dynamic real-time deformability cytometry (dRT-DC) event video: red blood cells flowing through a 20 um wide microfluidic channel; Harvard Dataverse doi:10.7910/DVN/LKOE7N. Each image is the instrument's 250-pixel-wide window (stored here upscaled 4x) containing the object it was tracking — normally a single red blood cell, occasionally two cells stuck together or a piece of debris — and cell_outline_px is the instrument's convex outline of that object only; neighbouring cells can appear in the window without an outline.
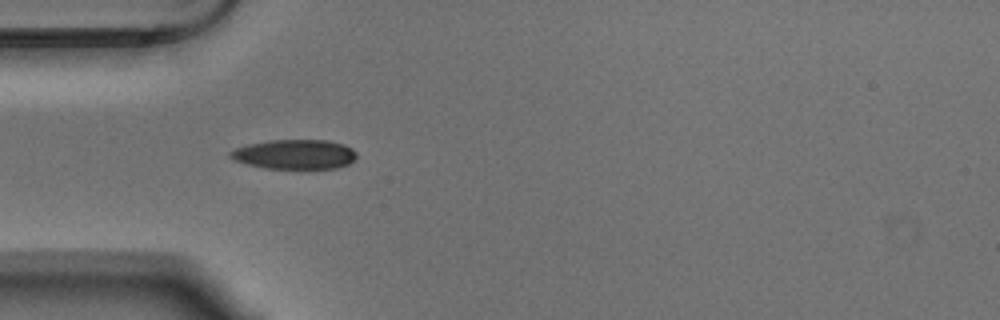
{"species": "Egyptian fruit bat (a non-hibernating species)", "species_latin": "Rousettus aegyptiacus", "temperature_condition": "warm", "stored_images_in_passage": 20, "camera_frame_rate_fps": 3000, "um_per_image_px": 0.085, "animal": {"sex": "male"}, "frame": {"image": 1, "passage_image": 6, "time_ms": 1.667, "image_size_px": [1000, 320], "cell_outline_px": [[356, 156], [348, 164], [336, 168], [264, 168], [248, 164], [236, 160], [228, 156], [228, 152], [232, 148], [248, 144], [272, 140], [328, 140], [344, 144], [352, 148], [356, 152]], "centroid_in_image_um": [25.02, 13.1], "position_along_channel_um": 60.0, "area_um2": 21.73}}
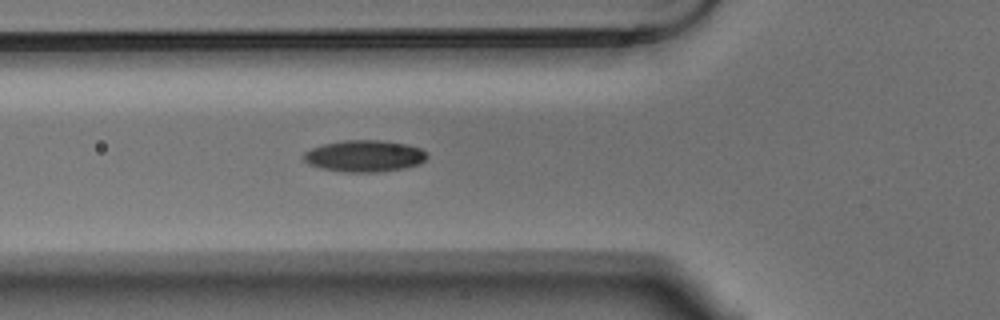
{"frame": {"image": 2, "passage_image": 9, "time_ms": 2.667, "image_size_px": [1000, 320], "cell_outline_px": [[428, 156], [420, 164], [404, 168], [380, 172], [344, 172], [320, 168], [308, 164], [304, 160], [304, 152], [312, 148], [324, 144], [344, 140], [380, 140], [404, 144], [420, 148]], "centroid_in_image_um": [30.96, 13.27], "position_along_channel_um": 94.8, "area_um2": 22.66}}
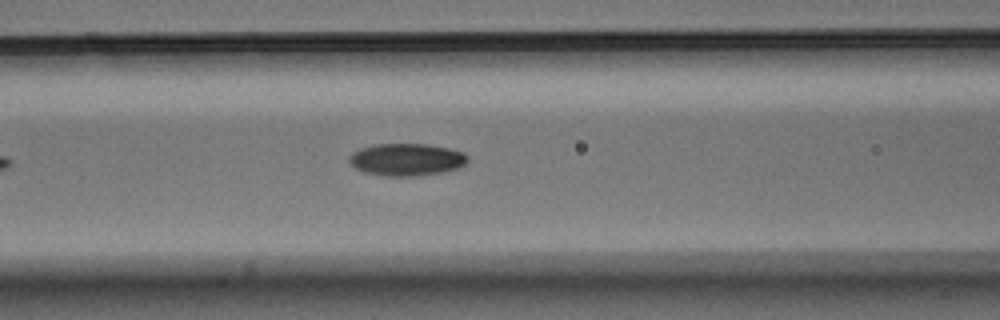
{"frame": {"image": 3, "passage_image": 12, "time_ms": 3.667, "image_size_px": [1000, 320], "cell_outline_px": [[468, 160], [464, 164], [456, 168], [440, 172], [416, 176], [384, 176], [364, 172], [356, 168], [348, 160], [348, 156], [352, 152], [360, 148], [372, 144], [428, 144], [448, 148], [464, 152], [468, 156]], "centroid_in_image_um": [34.52, 13.55], "position_along_channel_um": 132.1, "area_um2": 22.31}}